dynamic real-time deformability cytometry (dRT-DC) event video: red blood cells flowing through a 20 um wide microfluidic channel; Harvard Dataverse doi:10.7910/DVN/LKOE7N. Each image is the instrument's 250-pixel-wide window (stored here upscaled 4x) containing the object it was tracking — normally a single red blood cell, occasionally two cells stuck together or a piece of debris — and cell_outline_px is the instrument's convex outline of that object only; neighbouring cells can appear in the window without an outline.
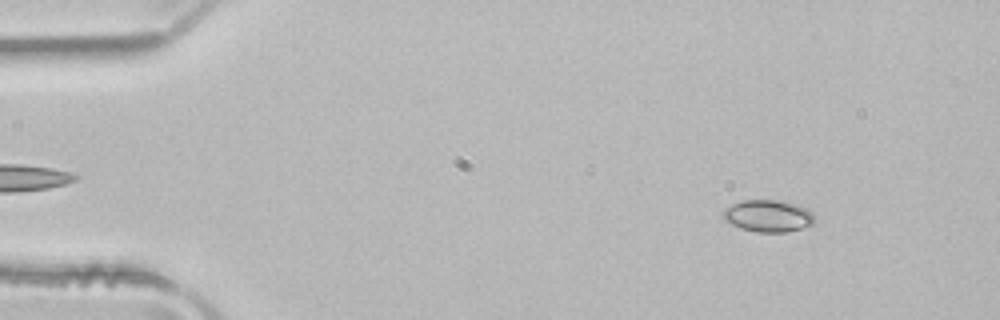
{"species": "common noctule bat (a hibernating species)", "species_latin": "Nyctalus noctula", "temperature_condition": "room temperature", "stored_images_in_passage": 49, "camera_frame_rate_fps": 3000, "um_per_image_px": 0.085, "animal": {"sex": "male", "body_mass_g": 21.5, "forearm_length_mm": 52.0}, "frame": {"image": 1, "passage_image": 4, "time_ms": 1.0, "image_size_px": [1000, 320], "cell_outline_px": [[816, 220], [812, 224], [788, 232], [756, 232], [740, 228], [724, 220], [720, 216], [724, 208], [740, 200], [780, 200], [800, 204], [808, 208], [812, 212]], "centroid_in_image_um": [65.28, 18.33], "position_along_channel_um": 19.7, "area_um2": 17.46}}
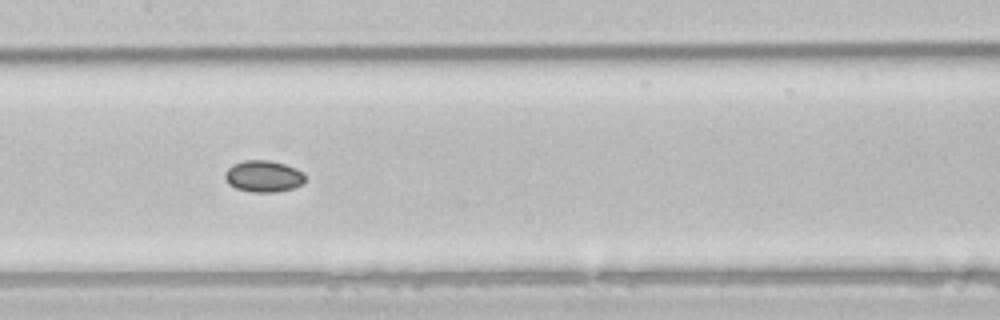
{"frame": {"image": 2, "passage_image": 23, "time_ms": 7.333, "image_size_px": [1000, 320], "cell_outline_px": [[304, 180], [300, 184], [292, 188], [276, 192], [252, 192], [236, 188], [228, 184], [224, 176], [224, 172], [232, 164], [244, 160], [268, 160], [284, 164], [296, 168], [304, 172]], "centroid_in_image_um": [22.36, 14.97], "position_along_channel_um": 185.0, "area_um2": 14.74}}
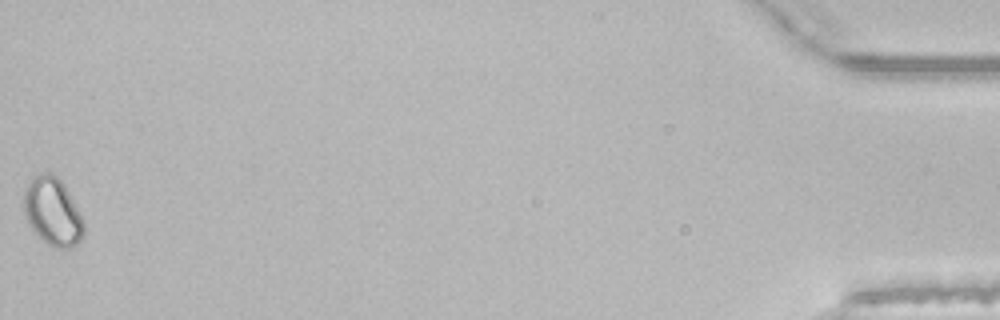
{"frame": {"image": 3, "passage_image": 49, "time_ms": 16.0, "image_size_px": [1000, 320], "cell_outline_px": [[84, 236], [72, 248], [56, 248], [48, 244], [32, 232], [24, 216], [24, 192], [32, 176], [40, 172], [48, 172], [56, 176], [64, 184], [84, 224]], "centroid_in_image_um": [4.44, 18.0], "position_along_channel_um": 430.8, "area_um2": 23.76}}